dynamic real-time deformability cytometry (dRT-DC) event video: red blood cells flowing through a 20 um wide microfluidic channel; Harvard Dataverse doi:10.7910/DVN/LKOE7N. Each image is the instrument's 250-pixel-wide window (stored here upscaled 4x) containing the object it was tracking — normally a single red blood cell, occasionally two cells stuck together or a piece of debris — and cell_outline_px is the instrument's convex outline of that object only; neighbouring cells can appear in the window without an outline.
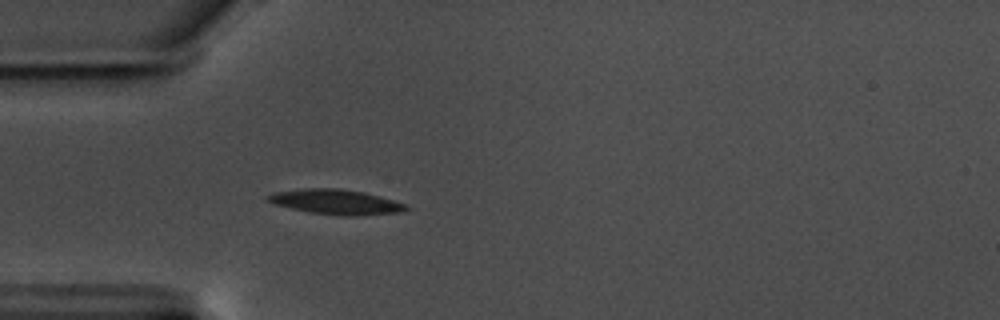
{"species": "common noctule bat (a hibernating species)", "species_latin": "Nyctalus noctula", "temperature_condition": "warm", "stored_images_in_passage": 42, "camera_frame_rate_fps": 3000, "um_per_image_px": 0.085, "animal": {"sex": "male", "body_mass_g": 17.5, "forearm_length_mm": 52.3}, "frame": {"image": 1, "passage_image": 1, "time_ms": 0.0, "image_size_px": [1000, 320], "cell_outline_px": [[408, 208], [400, 212], [352, 216], [344, 216], [308, 212], [276, 204], [268, 200], [264, 196], [276, 192], [304, 188], [340, 188], [364, 192], [380, 196], [408, 204]], "centroid_in_image_um": [28.58, 17.15], "position_along_channel_um": 56.4, "area_um2": 20.0}}
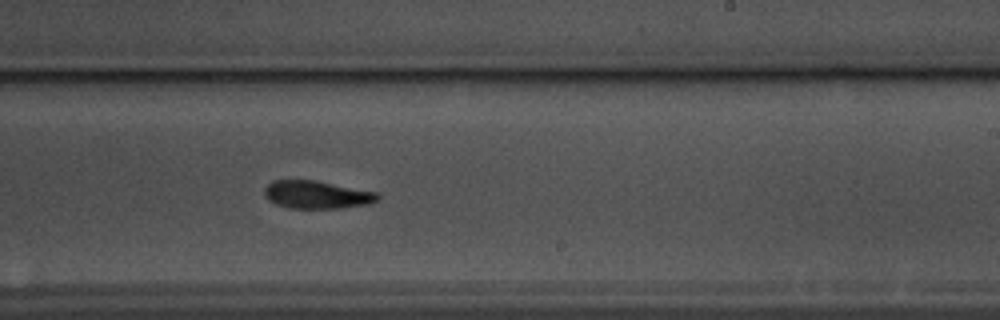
{"frame": {"image": 2, "passage_image": 19, "time_ms": 6.0, "image_size_px": [1000, 320], "cell_outline_px": [[380, 200], [368, 204], [340, 208], [288, 208], [276, 204], [268, 200], [264, 196], [264, 188], [272, 180], [312, 180], [376, 192], [380, 196]], "centroid_in_image_um": [26.9, 16.55], "position_along_channel_um": 262.1, "area_um2": 18.32}}
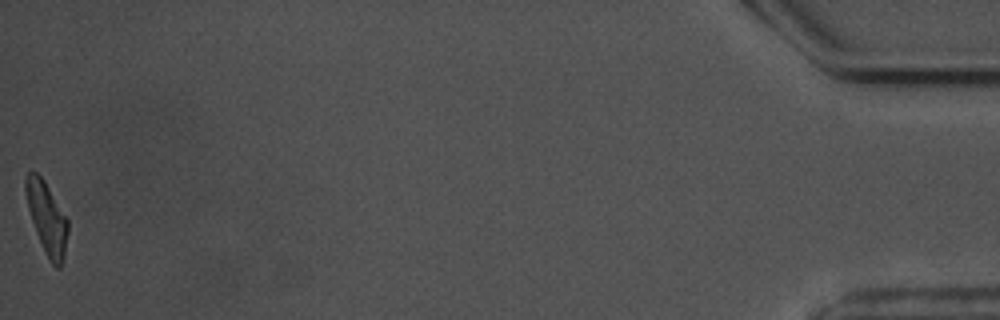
{"frame": {"image": 3, "passage_image": 42, "time_ms": 13.667, "image_size_px": [1000, 320], "cell_outline_px": [[68, 232], [64, 256], [60, 268], [56, 268], [48, 260], [36, 232], [28, 208], [24, 192], [24, 176], [28, 172], [36, 172], [44, 180], [68, 220]], "centroid_in_image_um": [3.96, 18.53], "position_along_channel_um": 431.2, "area_um2": 17.63}, "authors_computed_cell_mechanics": {"area_um2": 18.785, "velocity_mm_per_s": 3.5224, "shape_relaxation_time_tau1_ms": 3.1959, "shape_relaxation_time_tau2_ms": null, "deformation_change_tau1": 0.1364, "deformation_change_tau2": null}}